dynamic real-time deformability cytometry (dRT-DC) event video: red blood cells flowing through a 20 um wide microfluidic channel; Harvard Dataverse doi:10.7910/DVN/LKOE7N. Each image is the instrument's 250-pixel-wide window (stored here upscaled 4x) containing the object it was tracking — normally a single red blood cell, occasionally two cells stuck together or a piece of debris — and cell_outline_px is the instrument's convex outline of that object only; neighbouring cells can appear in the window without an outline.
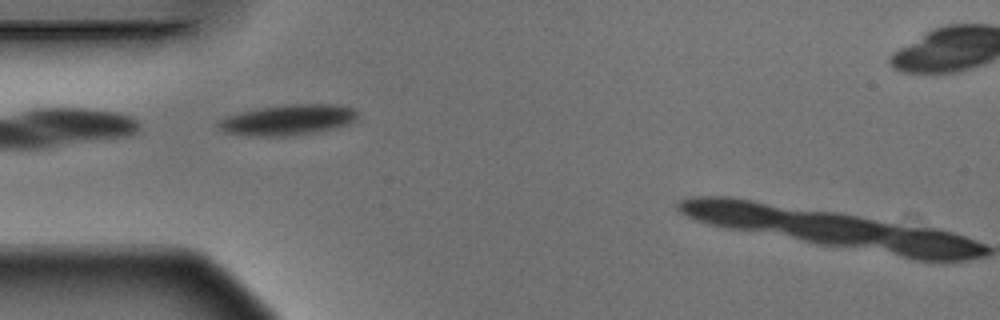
{"species": "Egyptian fruit bat (a non-hibernating species)", "species_latin": "Rousettus aegyptiacus", "temperature_condition": "warm", "stored_images_in_passage": 8, "camera_frame_rate_fps": 3000, "um_per_image_px": 0.085, "animal": {"sex": "male"}, "frame": {"image": 1, "passage_image": 5, "time_ms": 1.333, "image_size_px": [1000, 320], "cell_outline_px": [[356, 120], [348, 124], [312, 132], [284, 136], [248, 136], [224, 132], [216, 124], [220, 120], [228, 116], [260, 108], [288, 104], [332, 104], [352, 108], [356, 112]], "centroid_in_image_um": [24.44, 10.19], "position_along_channel_um": 60.6, "area_um2": 24.22}}
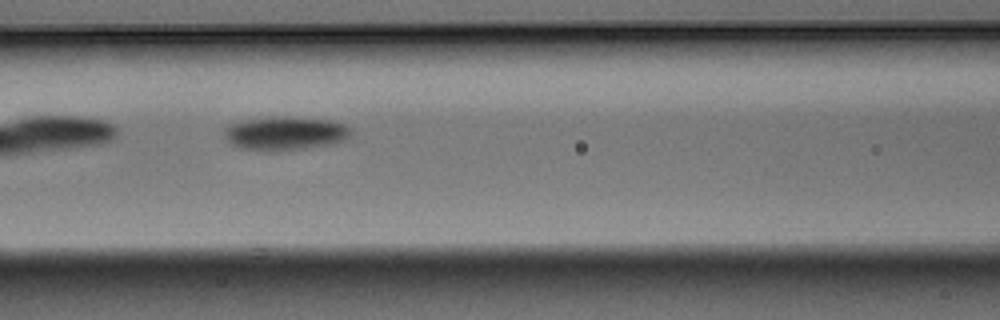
{"frame": {"image": 2, "passage_image": 7, "time_ms": 2.0, "image_size_px": [1000, 320], "cell_outline_px": [[348, 136], [344, 140], [332, 144], [304, 148], [268, 152], [240, 148], [232, 144], [224, 136], [224, 128], [228, 124], [244, 120], [284, 116], [288, 116], [328, 120], [344, 124], [348, 128]], "centroid_in_image_um": [24.17, 11.34], "position_along_channel_um": 142.4, "area_um2": 24.68}}
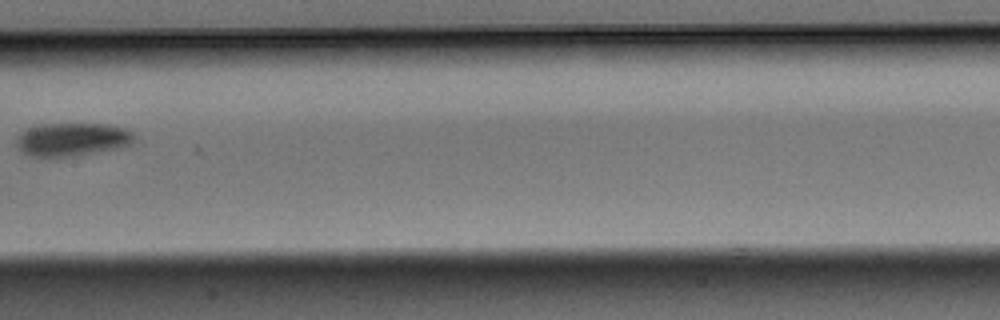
{"frame": {"image": 3, "passage_image": 8, "time_ms": 2.333, "image_size_px": [1000, 320], "cell_outline_px": [[132, 144], [116, 148], [72, 156], [32, 156], [20, 152], [16, 144], [16, 140], [20, 132], [32, 124], [112, 124], [124, 128], [132, 132]], "centroid_in_image_um": [6.06, 11.83], "position_along_channel_um": 201.3, "area_um2": 22.77}}